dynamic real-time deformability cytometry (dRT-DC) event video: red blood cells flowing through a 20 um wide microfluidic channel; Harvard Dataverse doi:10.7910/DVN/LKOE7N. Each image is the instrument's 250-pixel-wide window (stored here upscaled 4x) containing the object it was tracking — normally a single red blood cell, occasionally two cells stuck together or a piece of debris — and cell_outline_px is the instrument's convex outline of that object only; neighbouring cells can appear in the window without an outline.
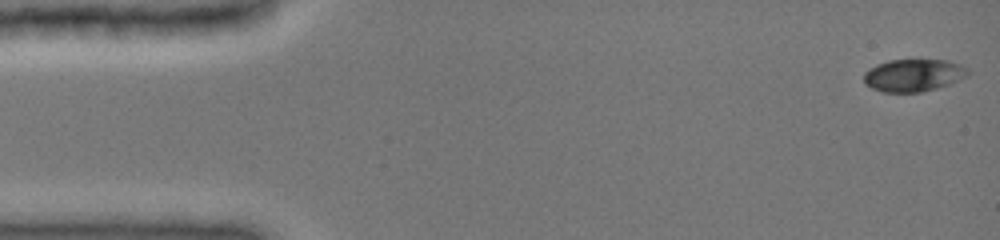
{"species": "common noctule bat (a hibernating species)", "species_latin": "Nyctalus noctula", "temperature_condition": "cold", "stored_images_in_passage": 47, "camera_frame_rate_fps": 3000, "um_per_image_px": 0.085, "animal": {"sex": "female", "body_mass_g": 19.0, "forearm_length_mm": 51.5}, "frame": {"image": 1, "passage_image": 1, "time_ms": 0.0, "image_size_px": [1000, 240], "cell_outline_px": [[972, 72], [968, 76], [948, 84], [936, 88], [920, 92], [884, 92], [872, 88], [864, 84], [864, 72], [868, 68], [876, 64], [888, 60], [916, 56], [948, 60], [960, 64], [968, 68]], "centroid_in_image_um": [77.66, 6.33], "position_along_channel_um": 7.3, "area_um2": 20.69}}
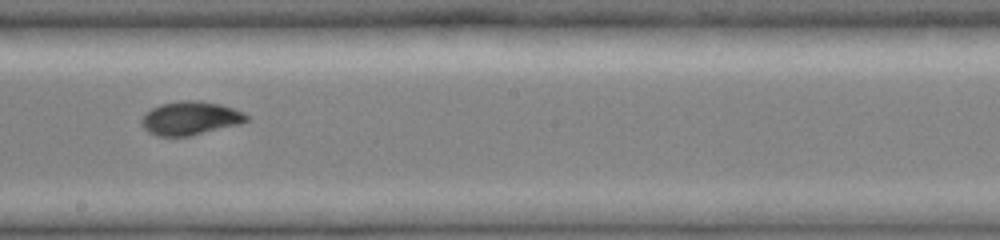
{"frame": {"image": 2, "passage_image": 27, "time_ms": 8.667, "image_size_px": [1000, 240], "cell_outline_px": [[248, 120], [240, 124], [188, 136], [156, 136], [148, 132], [140, 124], [140, 120], [152, 108], [160, 104], [180, 100], [200, 100], [220, 104], [244, 112], [248, 116]], "centroid_in_image_um": [16.17, 10.04], "position_along_channel_um": 232.0, "area_um2": 20.52}}
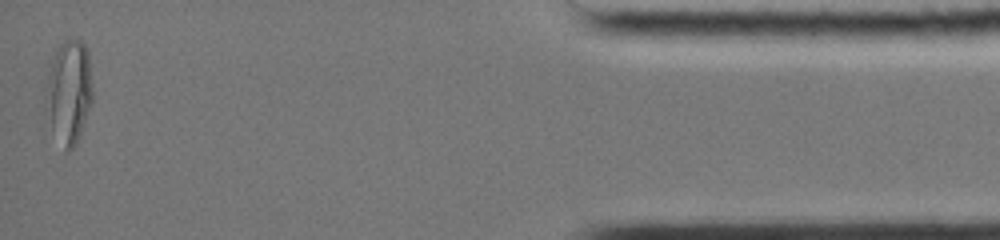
{"frame": {"image": 3, "passage_image": 47, "time_ms": 15.333, "image_size_px": [1000, 240], "cell_outline_px": [[92, 104], [76, 144], [68, 152], [64, 152], [44, 108], [44, 96], [48, 76], [52, 60], [56, 48], [64, 40], [80, 40], [88, 48], [92, 88]], "centroid_in_image_um": [5.86, 7.8], "position_along_channel_um": 429.3, "area_um2": 28.38}, "authors_computed_cell_mechanics": {"area_um2": 20.6346, "velocity_mm_per_s": 3.9961, "shape_relaxation_time_tau1_ms": 4.3707, "shape_relaxation_time_tau2_ms": 1.2788, "deformation_change_tau1": 0.1837, "deformation_change_tau2": 0.028}}